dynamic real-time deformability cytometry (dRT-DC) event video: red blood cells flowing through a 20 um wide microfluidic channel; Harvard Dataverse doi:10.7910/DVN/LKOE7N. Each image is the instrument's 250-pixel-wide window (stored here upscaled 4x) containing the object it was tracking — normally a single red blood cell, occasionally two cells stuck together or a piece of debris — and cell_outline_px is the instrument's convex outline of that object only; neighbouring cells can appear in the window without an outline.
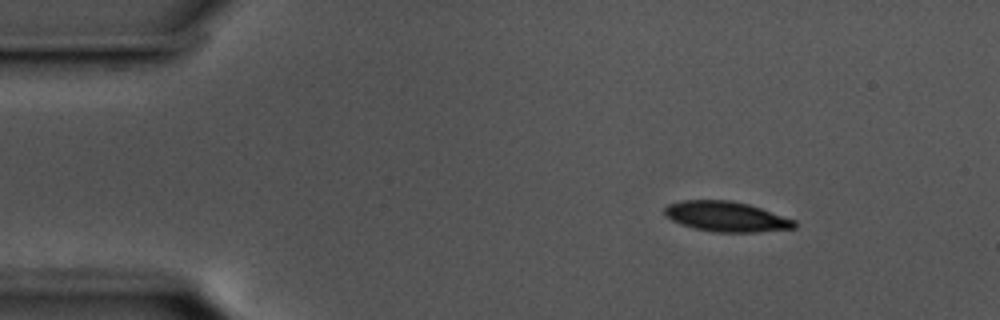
{"species": "common noctule bat (a hibernating species)", "species_latin": "Nyctalus noctula", "temperature_condition": "cold", "stored_images_in_passage": 49, "camera_frame_rate_fps": 3000, "um_per_image_px": 0.085, "animal": {"sex": "male", "body_mass_g": 17.5, "forearm_length_mm": 52.3}, "frame": {"image": 1, "passage_image": 1, "time_ms": 0.0, "image_size_px": [1000, 320], "cell_outline_px": [[796, 228], [756, 232], [716, 232], [696, 228], [672, 220], [664, 212], [664, 208], [668, 204], [680, 200], [732, 200], [748, 204], [796, 220]], "centroid_in_image_um": [61.76, 18.4], "position_along_channel_um": 23.2, "area_um2": 22.6}}
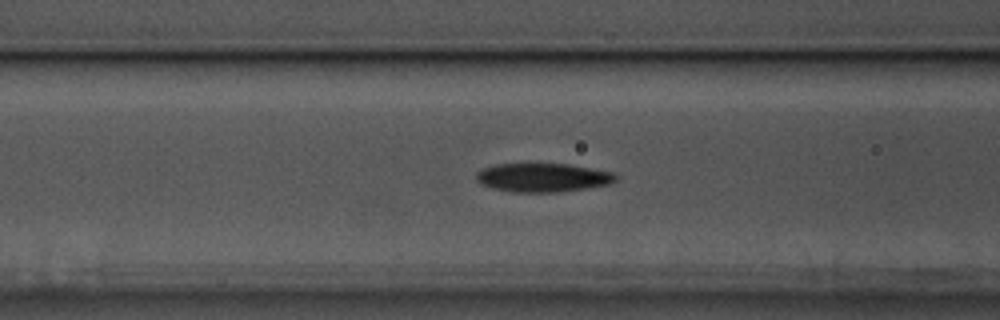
{"frame": {"image": 2, "passage_image": 15, "time_ms": 4.667, "image_size_px": [1000, 320], "cell_outline_px": [[616, 180], [608, 184], [584, 188], [556, 192], [512, 192], [480, 184], [476, 180], [476, 172], [480, 168], [496, 164], [568, 164], [612, 172], [616, 176]], "centroid_in_image_um": [46.07, 15.08], "position_along_channel_um": 120.5, "area_um2": 23.12}}
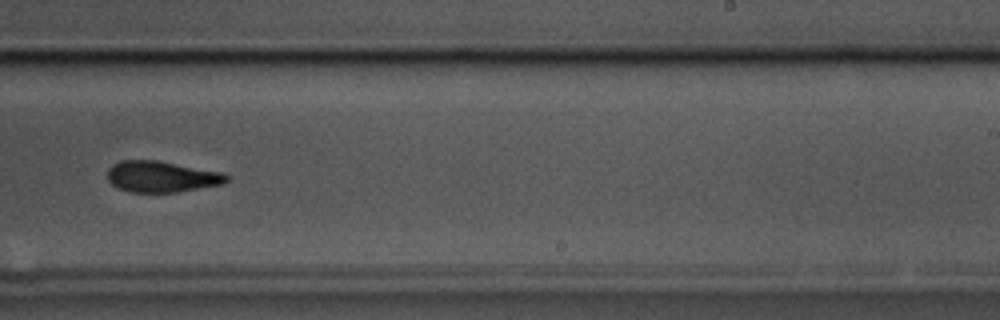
{"frame": {"image": 3, "passage_image": 28, "time_ms": 9.0, "image_size_px": [1000, 320], "cell_outline_px": [[228, 180], [224, 184], [176, 192], [128, 192], [112, 184], [108, 180], [108, 168], [112, 164], [120, 160], [156, 160], [220, 172], [228, 176]], "centroid_in_image_um": [13.7, 15.01], "position_along_channel_um": 275.3, "area_um2": 21.44}, "authors_computed_cell_mechanics": {"area_um2": 22.6576, "velocity_mm_per_s": 3.5773, "shape_relaxation_time_tau1_ms": 6.395, "shape_relaxation_time_tau2_ms": 5.0217, "deformation_change_tau1": 0.167, "deformation_change_tau2": 0.129}}